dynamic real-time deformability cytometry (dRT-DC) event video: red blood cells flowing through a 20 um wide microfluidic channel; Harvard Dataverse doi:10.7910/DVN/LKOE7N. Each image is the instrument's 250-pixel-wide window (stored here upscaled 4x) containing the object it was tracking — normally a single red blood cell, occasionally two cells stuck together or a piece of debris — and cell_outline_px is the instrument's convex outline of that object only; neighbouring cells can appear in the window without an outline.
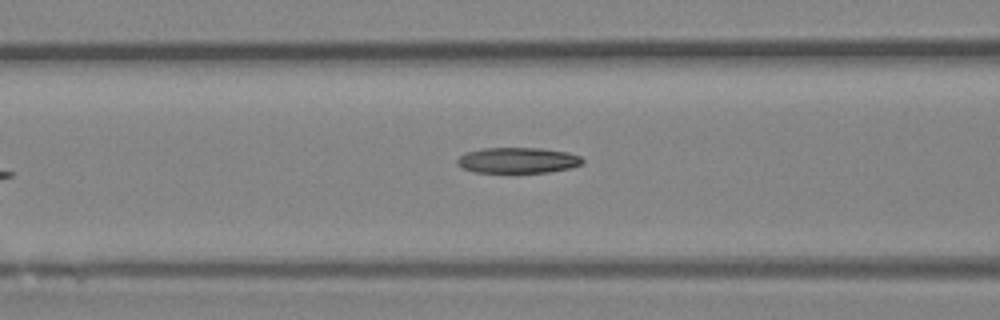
{"species": "Egyptian fruit bat (a non-hibernating species)", "species_latin": "Rousettus aegyptiacus", "temperature_condition": "room temperature", "stored_images_in_passage": 6, "camera_frame_rate_fps": 3000, "um_per_image_px": 0.085, "animal": {"sex": "female"}, "frame": {"image": 1, "passage_image": 6, "time_ms": 6.667, "image_size_px": [1000, 320], "cell_outline_px": [[584, 164], [568, 168], [548, 172], [476, 172], [464, 168], [456, 164], [456, 160], [464, 152], [484, 148], [540, 148], [568, 152], [580, 156], [584, 160]], "centroid_in_image_um": [44.01, 13.62], "position_along_channel_um": 122.6, "area_um2": 18.73}}